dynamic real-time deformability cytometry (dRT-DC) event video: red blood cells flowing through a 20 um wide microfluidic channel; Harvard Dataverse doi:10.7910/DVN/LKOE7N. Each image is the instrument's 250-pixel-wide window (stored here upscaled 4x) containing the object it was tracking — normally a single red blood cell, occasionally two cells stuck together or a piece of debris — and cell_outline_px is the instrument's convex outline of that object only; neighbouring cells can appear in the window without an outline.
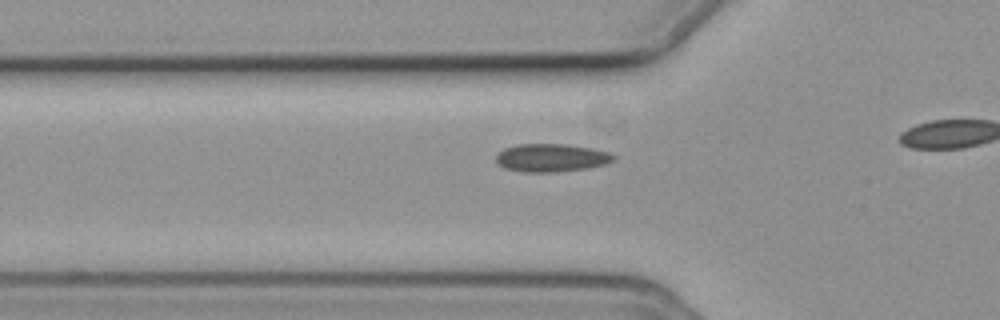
{"species": "common noctule bat (a hibernating species)", "species_latin": "Nyctalus noctula", "temperature_condition": "cold", "stored_images_in_passage": 9, "camera_frame_rate_fps": 3000, "um_per_image_px": 0.085, "animal": {"sex": "female", "body_mass_g": 19.3, "forearm_length_mm": 54.1}, "frame": {"image": 1, "passage_image": 3, "time_ms": 0.667, "image_size_px": [1000, 320], "cell_outline_px": [[616, 160], [608, 164], [588, 168], [556, 172], [524, 172], [504, 168], [496, 160], [496, 156], [504, 148], [516, 144], [568, 144], [592, 148], [612, 152], [616, 156]], "centroid_in_image_um": [46.94, 13.41], "position_along_channel_um": 78.9, "area_um2": 19.48}}
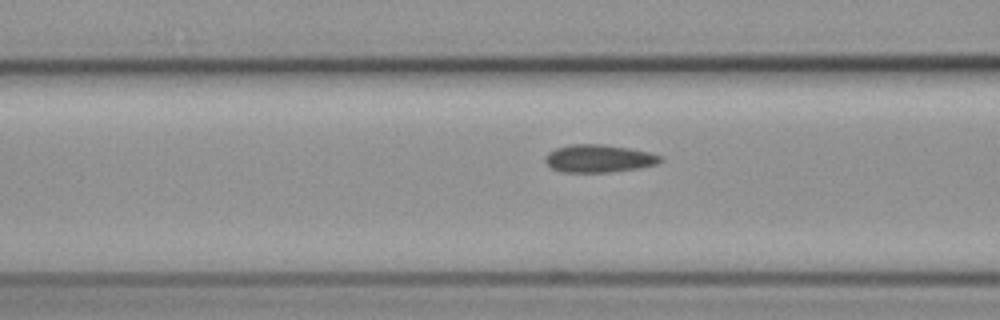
{"frame": {"image": 2, "passage_image": 6, "time_ms": 1.667, "image_size_px": [1000, 320], "cell_outline_px": [[664, 160], [656, 164], [640, 168], [608, 172], [560, 172], [552, 168], [544, 160], [544, 156], [548, 152], [556, 148], [568, 144], [600, 144], [628, 148], [648, 152], [664, 156]], "centroid_in_image_um": [50.9, 13.47], "position_along_channel_um": 115.7, "area_um2": 18.73}}